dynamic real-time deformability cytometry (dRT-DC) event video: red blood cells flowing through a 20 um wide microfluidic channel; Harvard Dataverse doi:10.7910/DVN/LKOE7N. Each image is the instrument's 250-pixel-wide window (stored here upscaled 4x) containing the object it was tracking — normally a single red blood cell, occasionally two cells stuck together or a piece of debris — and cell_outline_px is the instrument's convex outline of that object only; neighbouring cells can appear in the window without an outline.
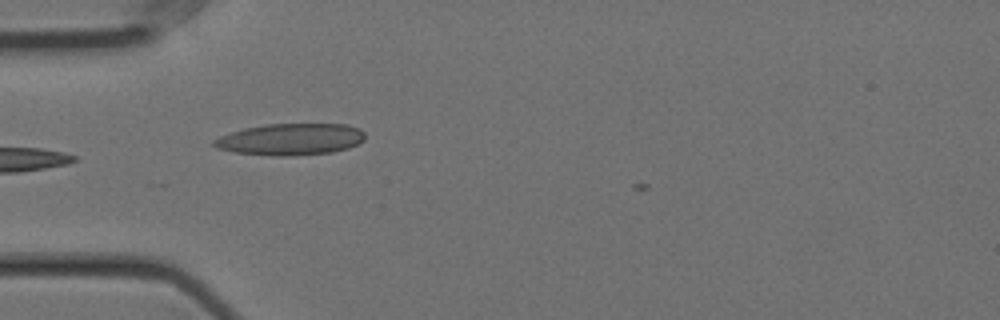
{"species": "Egyptian fruit bat (a non-hibernating species)", "species_latin": "Rousettus aegyptiacus", "temperature_condition": "cold", "stored_images_in_passage": 9, "camera_frame_rate_fps": 3000, "um_per_image_px": 0.085, "animal": {"sex": "female"}, "frame": {"image": 1, "passage_image": 2, "time_ms": 0.333, "image_size_px": [1000, 320], "cell_outline_px": [[364, 140], [348, 148], [332, 152], [288, 156], [276, 156], [236, 152], [216, 148], [212, 144], [212, 140], [220, 136], [244, 128], [264, 124], [348, 124], [360, 128], [364, 132]], "centroid_in_image_um": [24.7, 11.83], "position_along_channel_um": 60.3, "area_um2": 27.86}}